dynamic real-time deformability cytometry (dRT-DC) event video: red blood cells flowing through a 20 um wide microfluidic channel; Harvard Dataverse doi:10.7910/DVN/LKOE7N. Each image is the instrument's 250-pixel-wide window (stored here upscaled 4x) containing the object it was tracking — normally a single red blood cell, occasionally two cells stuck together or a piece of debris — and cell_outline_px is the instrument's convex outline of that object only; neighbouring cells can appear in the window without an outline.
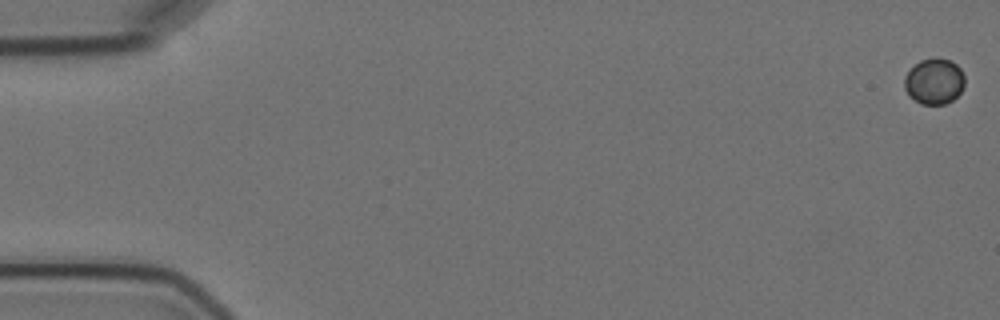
{"species": "Egyptian fruit bat (a non-hibernating species)", "species_latin": "Rousettus aegyptiacus", "temperature_condition": "cold", "stored_images_in_passage": 8, "camera_frame_rate_fps": 3000, "um_per_image_px": 0.085, "animal": {"sex": "female"}, "frame": {"image": 1, "passage_image": 1, "time_ms": 0.0, "image_size_px": [1000, 320], "cell_outline_px": [[964, 88], [952, 100], [944, 104], [920, 104], [908, 96], [904, 88], [904, 76], [920, 60], [936, 56], [952, 60], [960, 68], [964, 76]], "centroid_in_image_um": [79.4, 6.9], "position_along_channel_um": 5.6, "area_um2": 16.36}}
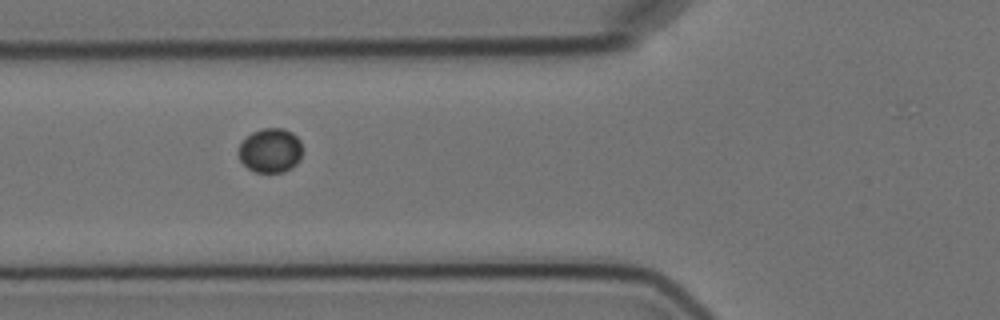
{"frame": {"image": 2, "passage_image": 7, "time_ms": 7.0, "image_size_px": [1000, 320], "cell_outline_px": [[300, 160], [292, 168], [284, 172], [256, 172], [248, 168], [240, 160], [236, 152], [240, 144], [252, 132], [260, 128], [284, 128], [292, 132], [300, 140]], "centroid_in_image_um": [22.96, 12.78], "position_along_channel_um": 102.8, "area_um2": 16.59}}
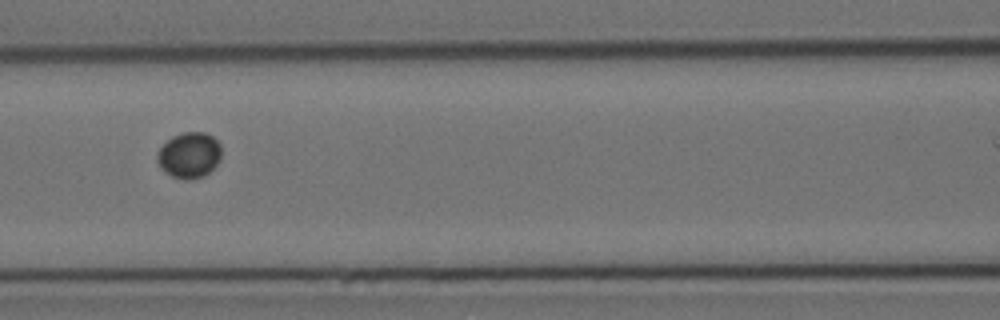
{"frame": {"image": 3, "passage_image": 8, "time_ms": 8.333, "image_size_px": [1000, 320], "cell_outline_px": [[220, 160], [204, 176], [188, 180], [184, 180], [172, 176], [160, 168], [156, 160], [156, 156], [160, 148], [172, 136], [184, 132], [204, 132], [212, 136], [220, 144]], "centroid_in_image_um": [16.07, 13.19], "position_along_channel_um": 150.5, "area_um2": 17.05}}